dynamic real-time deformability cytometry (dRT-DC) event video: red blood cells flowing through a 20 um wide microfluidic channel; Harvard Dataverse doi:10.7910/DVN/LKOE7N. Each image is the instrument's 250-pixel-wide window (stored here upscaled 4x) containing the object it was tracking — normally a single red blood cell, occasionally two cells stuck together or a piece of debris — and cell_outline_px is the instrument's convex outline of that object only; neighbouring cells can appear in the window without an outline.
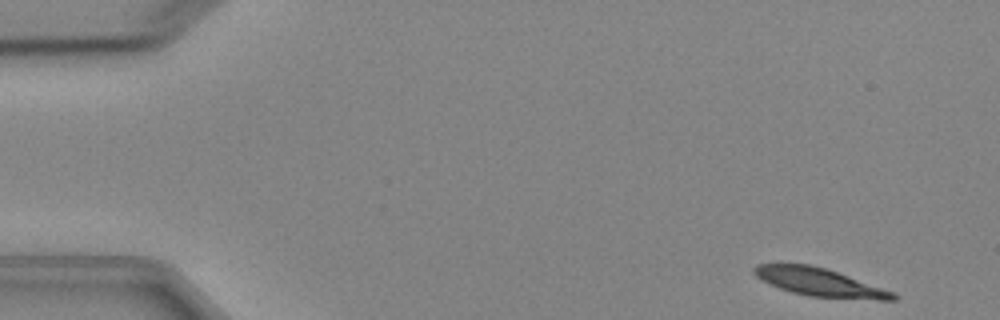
{"species": "Egyptian fruit bat (a non-hibernating species)", "species_latin": "Rousettus aegyptiacus", "temperature_condition": "cold", "stored_images_in_passage": 4, "camera_frame_rate_fps": 3000, "um_per_image_px": 0.085, "animal": {"sex": "female"}, "frame": {"image": 1, "passage_image": 1, "time_ms": 0.0, "image_size_px": [1000, 320], "cell_outline_px": [[900, 296], [896, 300], [880, 300], [808, 296], [792, 292], [780, 288], [756, 276], [752, 272], [752, 268], [756, 264], [808, 264], [824, 268], [848, 276], [892, 292]], "centroid_in_image_um": [69.64, 23.99], "position_along_channel_um": 15.4, "area_um2": 22.2}}